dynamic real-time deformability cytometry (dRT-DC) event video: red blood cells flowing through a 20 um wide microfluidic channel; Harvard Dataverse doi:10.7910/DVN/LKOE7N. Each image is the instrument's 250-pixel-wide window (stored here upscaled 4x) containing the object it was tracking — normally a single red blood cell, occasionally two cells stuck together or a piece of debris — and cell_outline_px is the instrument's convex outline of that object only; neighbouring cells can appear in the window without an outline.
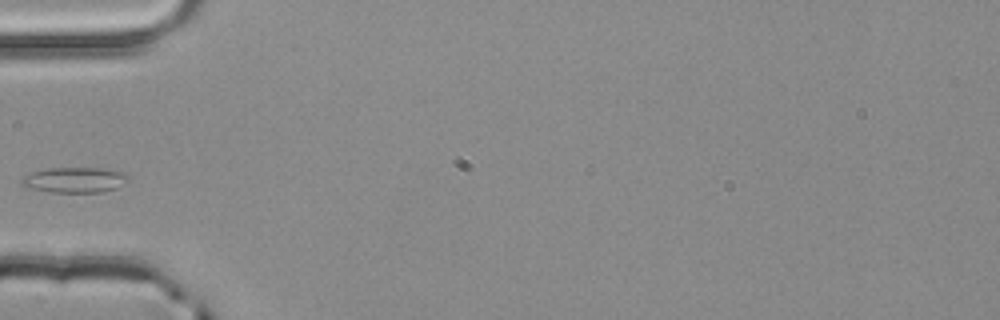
{"species": "common noctule bat (a hibernating species)", "species_latin": "Nyctalus noctula", "temperature_condition": "room temperature", "stored_images_in_passage": 2, "camera_frame_rate_fps": 3000, "um_per_image_px": 0.085, "animal": {"sex": "male", "body_mass_g": 20.4}, "frame": {"image": 1, "passage_image": 2, "time_ms": 0.333, "image_size_px": [1000, 320], "cell_outline_px": [[128, 180], [116, 188], [104, 192], [48, 192], [28, 188], [20, 184], [20, 180], [24, 176], [32, 172], [48, 168], [104, 168], [124, 172], [128, 176]], "centroid_in_image_um": [6.32, 15.29], "position_along_channel_um": 78.7, "area_um2": 15.9}}